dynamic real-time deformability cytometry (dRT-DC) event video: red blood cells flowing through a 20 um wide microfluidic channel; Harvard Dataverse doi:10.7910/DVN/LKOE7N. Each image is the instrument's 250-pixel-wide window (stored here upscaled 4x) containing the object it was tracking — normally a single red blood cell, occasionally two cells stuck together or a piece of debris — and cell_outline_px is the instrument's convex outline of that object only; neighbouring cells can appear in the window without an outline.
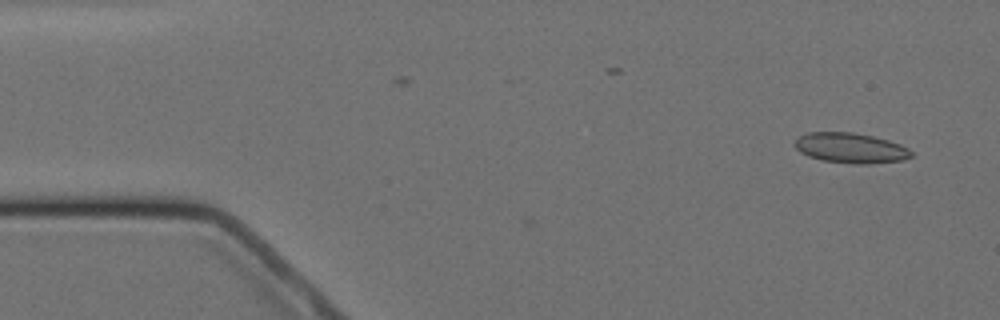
{"species": "Egyptian fruit bat (a non-hibernating species)", "species_latin": "Rousettus aegyptiacus", "temperature_condition": "cold", "stored_images_in_passage": 3, "camera_frame_rate_fps": 3000, "um_per_image_px": 0.085, "animal": {"sex": "female"}, "frame": {"image": 1, "passage_image": 3, "time_ms": 2.333, "image_size_px": [1000, 320], "cell_outline_px": [[912, 156], [904, 160], [868, 164], [856, 164], [824, 160], [808, 156], [800, 152], [792, 144], [800, 136], [808, 132], [852, 132], [872, 136], [888, 140], [900, 144], [908, 148], [912, 152]], "centroid_in_image_um": [72.3, 12.58], "position_along_channel_um": 12.7, "area_um2": 20.46}}